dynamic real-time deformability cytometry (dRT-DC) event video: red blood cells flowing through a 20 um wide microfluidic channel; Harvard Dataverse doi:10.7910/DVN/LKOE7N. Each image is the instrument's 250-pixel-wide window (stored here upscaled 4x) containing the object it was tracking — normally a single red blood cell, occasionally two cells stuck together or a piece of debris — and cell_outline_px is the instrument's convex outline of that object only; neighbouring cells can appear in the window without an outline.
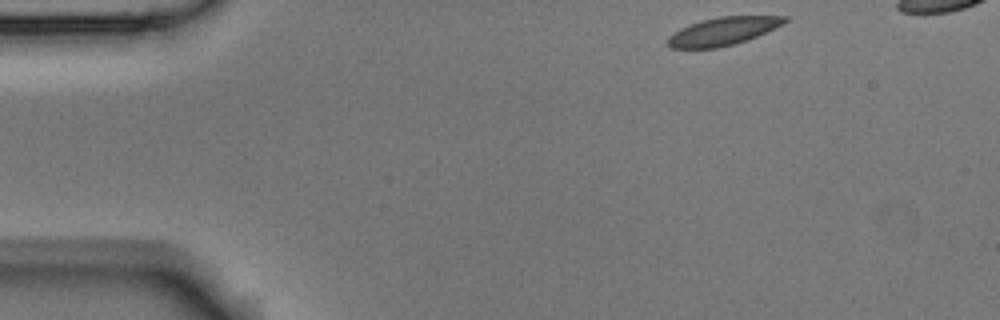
{"species": "Egyptian fruit bat (a non-hibernating species)", "species_latin": "Rousettus aegyptiacus", "temperature_condition": "room temperature", "stored_images_in_passage": 43, "camera_frame_rate_fps": 3000, "um_per_image_px": 0.085, "animal": {"sex": "male"}, "frame": {"image": 1, "passage_image": 1, "time_ms": 0.0, "image_size_px": [1000, 320], "cell_outline_px": [[788, 20], [784, 24], [748, 40], [736, 44], [716, 48], [672, 48], [668, 44], [668, 36], [680, 28], [688, 24], [700, 20], [720, 16], [788, 16]], "centroid_in_image_um": [61.47, 2.65], "position_along_channel_um": 23.5, "area_um2": 19.19}}
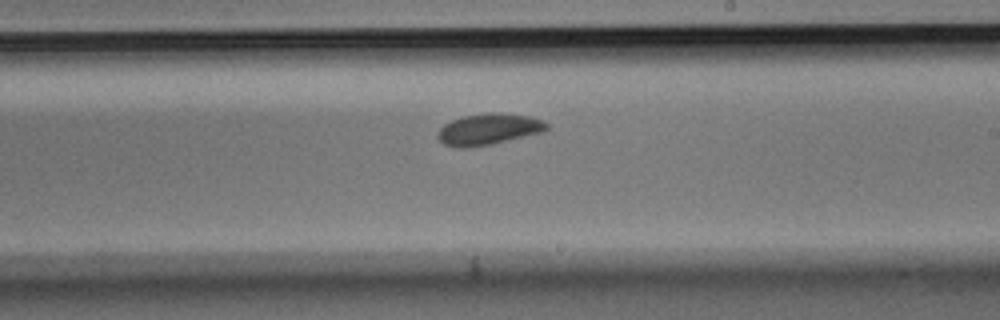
{"frame": {"image": 2, "passage_image": 25, "time_ms": 8.0, "image_size_px": [1000, 320], "cell_outline_px": [[548, 128], [544, 132], [492, 144], [464, 148], [460, 148], [444, 144], [436, 136], [436, 132], [444, 124], [452, 120], [464, 116], [488, 112], [492, 112], [528, 116], [544, 120], [548, 124]], "centroid_in_image_um": [41.53, 10.98], "position_along_channel_um": 247.5, "area_um2": 19.88}}
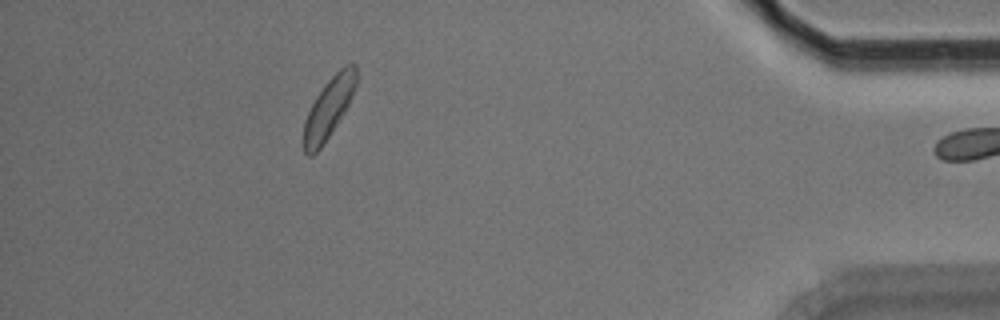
{"frame": {"image": 3, "passage_image": 42, "time_ms": 13.667, "image_size_px": [1000, 320], "cell_outline_px": [[356, 84], [348, 104], [344, 112], [320, 148], [312, 156], [308, 156], [304, 152], [304, 120], [316, 96], [324, 84], [344, 64], [356, 64]], "centroid_in_image_um": [27.93, 9.16], "position_along_channel_um": 407.3, "area_um2": 18.03}}